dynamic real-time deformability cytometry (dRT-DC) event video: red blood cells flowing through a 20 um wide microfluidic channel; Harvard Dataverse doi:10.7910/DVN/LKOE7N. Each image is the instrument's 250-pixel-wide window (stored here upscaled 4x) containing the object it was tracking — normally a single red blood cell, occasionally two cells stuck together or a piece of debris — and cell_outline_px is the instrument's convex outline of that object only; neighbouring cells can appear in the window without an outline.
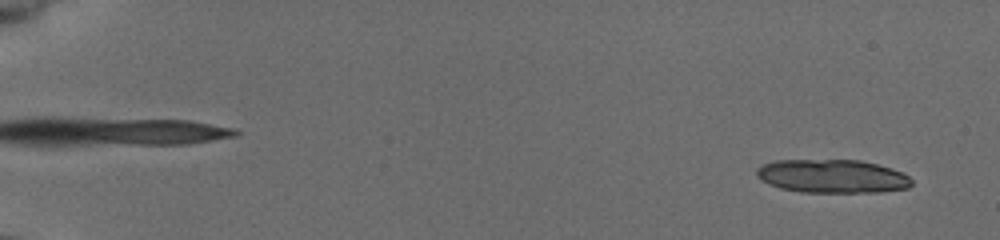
{"species": "common noctule bat (a hibernating species)", "species_latin": "Nyctalus noctula", "temperature_condition": "cold", "stored_images_in_passage": 43, "segment_of_instrument_passage": [1, 2], "camera_frame_rate_fps": 3000, "um_per_image_px": 0.085, "animal": {"sex": "female", "body_mass_g": 19.5, "forearm_length_mm": 54.1}, "frame": {"image": 1, "passage_image": 3, "time_ms": 0.667, "image_size_px": [1000, 240], "cell_outline_px": [[912, 184], [908, 188], [880, 192], [800, 192], [780, 188], [768, 184], [760, 180], [756, 176], [756, 168], [764, 164], [776, 160], [860, 160], [892, 168], [908, 176], [912, 180]], "centroid_in_image_um": [70.72, 14.98], "position_along_channel_um": 14.3, "area_um2": 30.35}}